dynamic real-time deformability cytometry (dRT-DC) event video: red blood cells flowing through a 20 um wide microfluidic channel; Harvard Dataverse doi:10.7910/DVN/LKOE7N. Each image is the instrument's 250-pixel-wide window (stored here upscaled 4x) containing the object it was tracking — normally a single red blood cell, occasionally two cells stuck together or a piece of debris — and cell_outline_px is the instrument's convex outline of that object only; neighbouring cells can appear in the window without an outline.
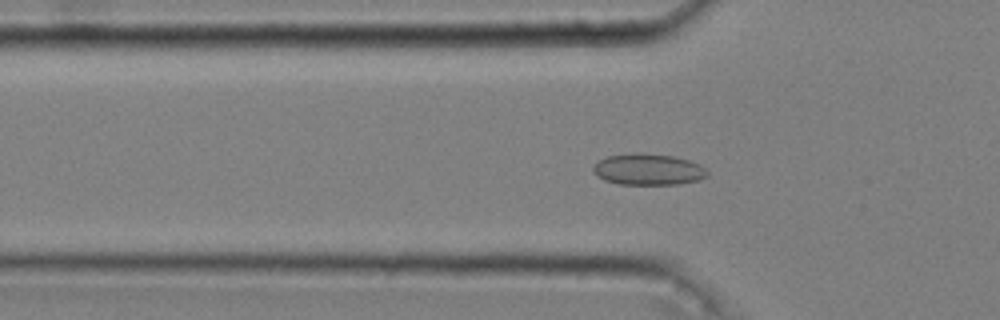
{"species": "common noctule bat (a hibernating species)", "species_latin": "Nyctalus noctula", "temperature_condition": "cold", "stored_images_in_passage": 51, "camera_frame_rate_fps": 3000, "um_per_image_px": 0.085, "animal": {"sex": "male", "body_mass_g": 20.4}, "frame": {"image": 1, "passage_image": 18, "time_ms": 5.667, "image_size_px": [1000, 320], "cell_outline_px": [[708, 176], [700, 180], [680, 184], [616, 184], [604, 180], [592, 172], [592, 168], [600, 160], [608, 156], [640, 152], [672, 156], [688, 160], [700, 164], [708, 172]], "centroid_in_image_um": [55.11, 14.41], "position_along_channel_um": 70.7, "area_um2": 20.87}}
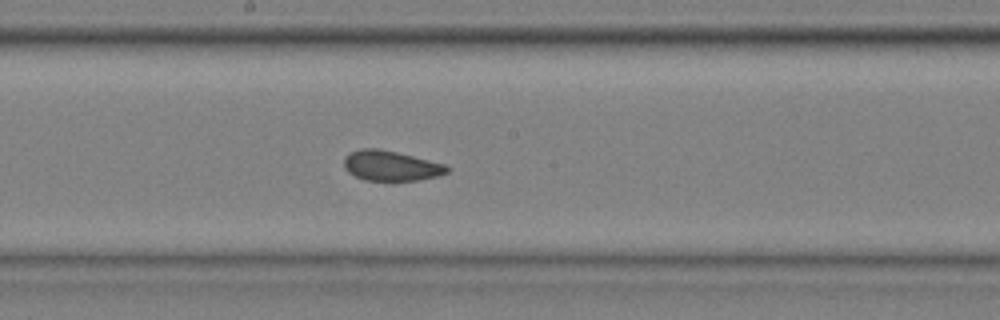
{"frame": {"image": 2, "passage_image": 30, "time_ms": 9.667, "image_size_px": [1000, 320], "cell_outline_px": [[452, 168], [448, 172], [440, 176], [420, 180], [364, 180], [348, 172], [344, 168], [344, 156], [360, 148], [380, 148], [444, 164]], "centroid_in_image_um": [33.24, 14.09], "position_along_channel_um": 215.0, "area_um2": 18.09}}
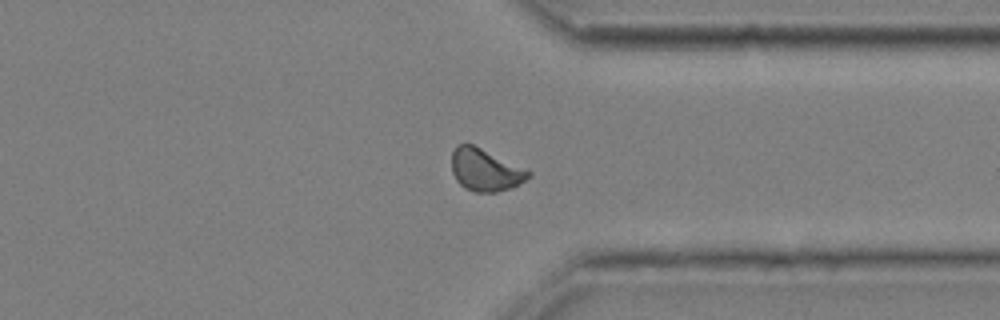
{"frame": {"image": 3, "passage_image": 43, "time_ms": 14.0, "image_size_px": [1000, 320], "cell_outline_px": [[532, 176], [512, 188], [496, 192], [476, 192], [464, 188], [456, 180], [452, 172], [452, 152], [456, 144], [472, 144], [532, 172]], "centroid_in_image_um": [41.23, 14.46], "position_along_channel_um": 370.2, "area_um2": 18.79}, "authors_computed_cell_mechanics": {"area_um2": 19.074, "velocity_mm_per_s": 3.6091, "shape_relaxation_time_tau1_ms": null, "shape_relaxation_time_tau2_ms": 1.2143, "deformation_change_tau1": null, "deformation_change_tau2": 0.035}}